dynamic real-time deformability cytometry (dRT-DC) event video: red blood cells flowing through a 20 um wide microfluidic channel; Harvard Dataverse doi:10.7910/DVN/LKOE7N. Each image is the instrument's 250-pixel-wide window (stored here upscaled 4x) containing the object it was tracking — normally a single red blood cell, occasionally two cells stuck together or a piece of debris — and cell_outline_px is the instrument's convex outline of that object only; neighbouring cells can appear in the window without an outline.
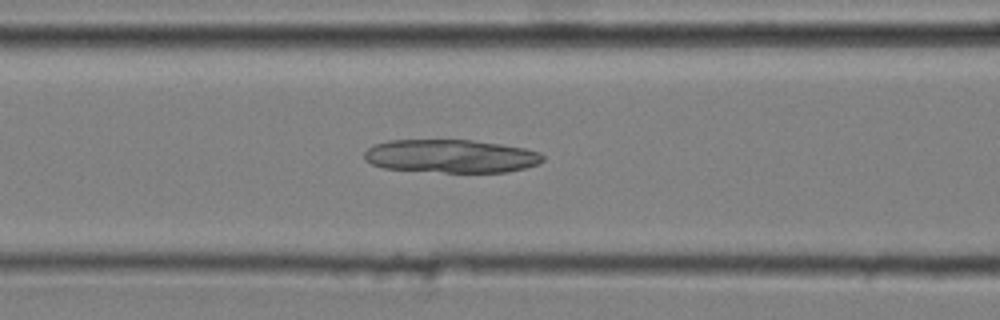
{"species": "common noctule bat (a hibernating species)", "species_latin": "Nyctalus noctula", "temperature_condition": "cold", "stored_images_in_passage": 44, "camera_frame_rate_fps": 3000, "um_per_image_px": 0.085, "animal": {"sex": "male", "body_mass_g": 20.4}, "frame": {"image": 1, "passage_image": 17, "time_ms": 5.333, "image_size_px": [1000, 320], "cell_outline_px": [[544, 160], [540, 164], [524, 168], [504, 172], [444, 172], [384, 168], [372, 164], [364, 160], [364, 152], [372, 144], [388, 140], [472, 140], [500, 144], [524, 148], [540, 152], [544, 156]], "centroid_in_image_um": [38.32, 13.27], "position_along_channel_um": 128.3, "area_um2": 34.68}}
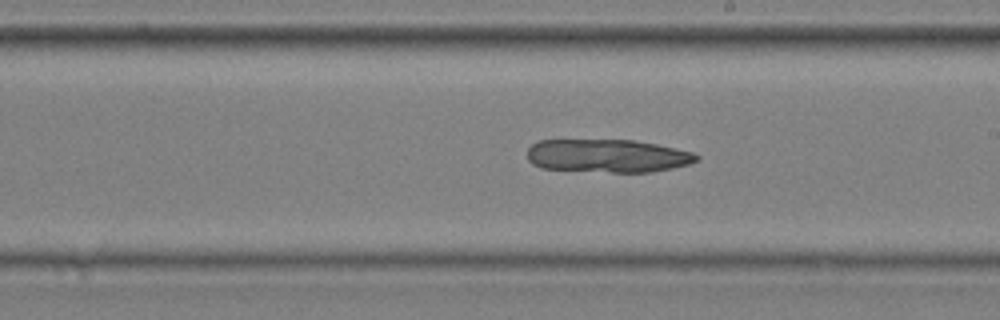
{"frame": {"image": 2, "passage_image": 26, "time_ms": 8.333, "image_size_px": [1000, 320], "cell_outline_px": [[700, 160], [688, 164], [672, 168], [648, 172], [612, 172], [540, 168], [532, 164], [528, 160], [528, 148], [532, 144], [540, 140], [636, 140], [696, 152], [700, 156]], "centroid_in_image_um": [51.67, 13.24], "position_along_channel_um": 237.3, "area_um2": 32.89}}
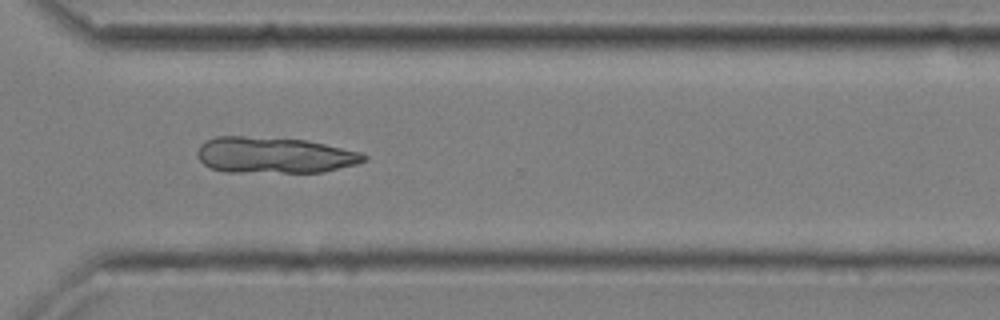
{"frame": {"image": 3, "passage_image": 35, "time_ms": 11.333, "image_size_px": [1000, 320], "cell_outline_px": [[368, 156], [364, 160], [356, 164], [324, 172], [224, 172], [212, 168], [204, 164], [200, 160], [196, 152], [200, 144], [204, 140], [216, 136], [244, 136], [308, 140], [360, 152]], "centroid_in_image_um": [23.28, 13.18], "position_along_channel_um": 347.3, "area_um2": 35.14}}